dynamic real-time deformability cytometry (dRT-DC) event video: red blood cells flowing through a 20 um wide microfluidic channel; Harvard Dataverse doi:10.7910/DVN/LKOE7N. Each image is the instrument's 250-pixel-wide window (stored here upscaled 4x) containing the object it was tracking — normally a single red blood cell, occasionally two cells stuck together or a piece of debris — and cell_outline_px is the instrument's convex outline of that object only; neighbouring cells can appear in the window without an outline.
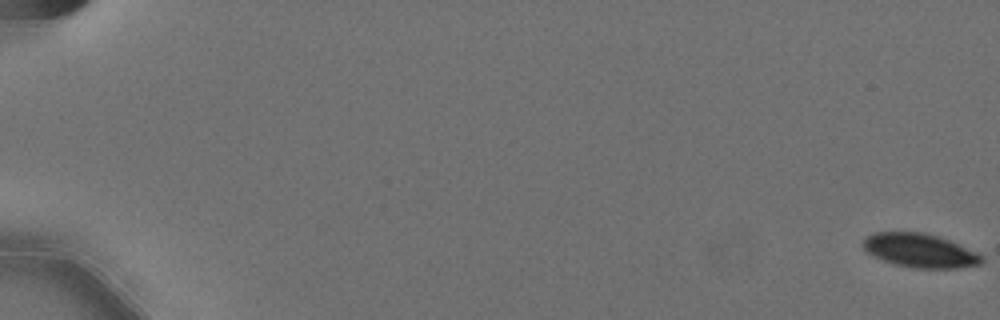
{"species": "Egyptian fruit bat (a non-hibernating species)", "species_latin": "Rousettus aegyptiacus", "temperature_condition": "cold", "stored_images_in_passage": 60, "camera_frame_rate_fps": 3000, "um_per_image_px": 0.085, "animal": {"sex": "female"}, "frame": {"image": 1, "passage_image": 1, "time_ms": 0.0, "image_size_px": [1000, 320], "cell_outline_px": [[984, 260], [980, 264], [960, 268], [916, 268], [892, 264], [872, 256], [860, 244], [864, 236], [872, 232], [924, 232], [948, 240], [980, 252], [984, 256]], "centroid_in_image_um": [78.17, 21.29], "position_along_channel_um": 6.8, "area_um2": 23.81}}
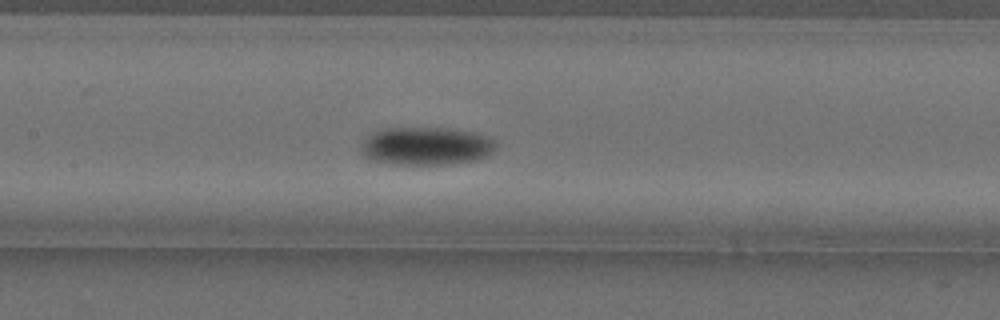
{"frame": {"image": 2, "passage_image": 31, "time_ms": 10.0, "image_size_px": [1000, 320], "cell_outline_px": [[496, 148], [492, 152], [476, 160], [456, 164], [392, 164], [376, 160], [364, 156], [360, 152], [360, 148], [364, 140], [372, 132], [384, 128], [448, 128], [476, 132], [488, 136], [496, 140]], "centroid_in_image_um": [36.25, 12.41], "position_along_channel_um": 171.1, "area_um2": 30.11}}
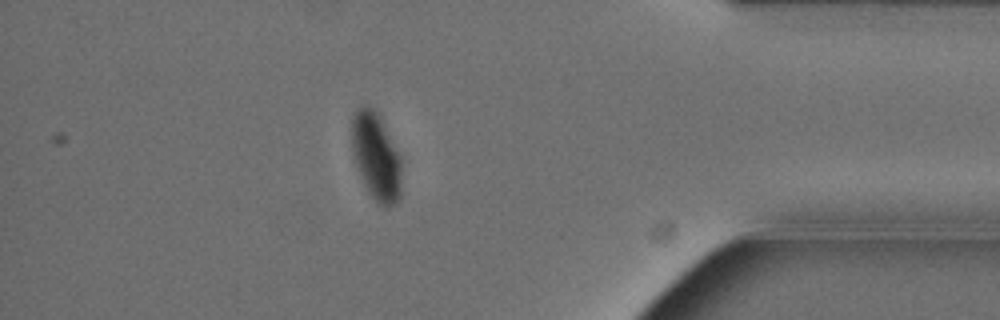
{"frame": {"image": 3, "passage_image": 53, "time_ms": 17.333, "image_size_px": [1000, 320], "cell_outline_px": [[400, 196], [396, 204], [388, 208], [384, 208], [368, 192], [356, 168], [352, 148], [352, 120], [356, 112], [364, 104], [372, 108], [380, 116], [400, 156]], "centroid_in_image_um": [31.96, 13.34], "position_along_channel_um": 403.2, "area_um2": 25.14}, "authors_computed_cell_mechanics": {"area_um2": 27.0793, "velocity_mm_per_s": 3.5511, "shape_relaxation_time_tau1_ms": 4.0289, "shape_relaxation_time_tau2_ms": null, "deformation_change_tau1": 0.1227, "deformation_change_tau2": null}}